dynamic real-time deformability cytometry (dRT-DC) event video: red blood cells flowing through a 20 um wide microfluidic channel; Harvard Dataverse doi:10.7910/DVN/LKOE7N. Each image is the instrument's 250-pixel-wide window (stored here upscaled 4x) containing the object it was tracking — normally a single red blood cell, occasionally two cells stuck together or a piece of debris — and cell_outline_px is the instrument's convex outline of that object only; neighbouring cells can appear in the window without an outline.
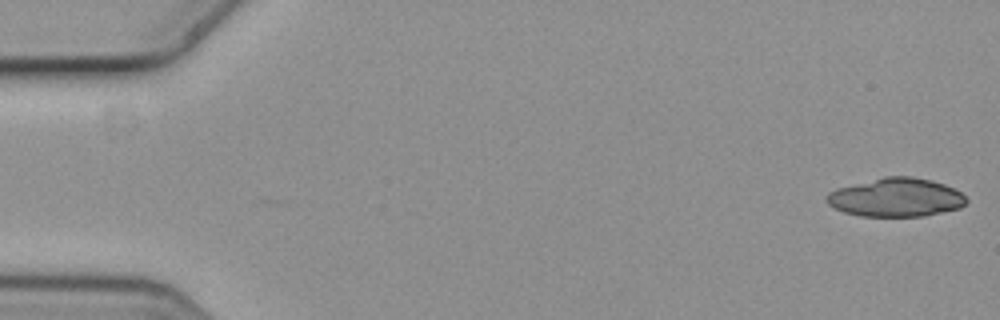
{"species": "common noctule bat (a hibernating species)", "species_latin": "Nyctalus noctula", "temperature_condition": "cold", "stored_images_in_passage": 9, "camera_frame_rate_fps": 3000, "um_per_image_px": 0.085, "animal": {"sex": "female", "body_mass_g": 19.3, "forearm_length_mm": 54.1}, "frame": {"image": 1, "passage_image": 1, "time_ms": 0.0, "image_size_px": [1000, 320], "cell_outline_px": [[968, 200], [960, 208], [924, 216], [860, 216], [844, 212], [828, 204], [828, 192], [836, 188], [884, 176], [912, 176], [944, 184], [960, 192]], "centroid_in_image_um": [76.15, 16.78], "position_along_channel_um": 8.8, "area_um2": 31.21}}
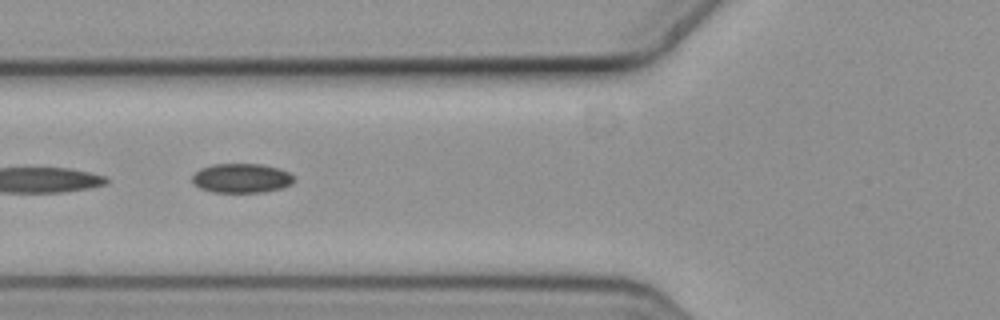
{"frame": {"image": 2, "passage_image": 7, "time_ms": 2.0, "image_size_px": [1000, 320], "cell_outline_px": [[296, 180], [292, 184], [284, 188], [264, 192], [212, 192], [200, 188], [192, 184], [192, 176], [200, 168], [212, 164], [260, 164], [280, 168], [288, 172]], "centroid_in_image_um": [20.54, 15.15], "position_along_channel_um": 105.3, "area_um2": 17.63}}
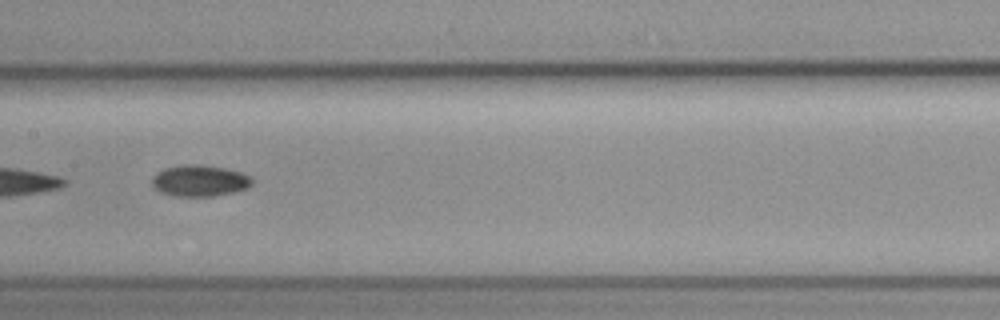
{"frame": {"image": 3, "passage_image": 9, "time_ms": 2.667, "image_size_px": [1000, 320], "cell_outline_px": [[252, 184], [248, 188], [232, 192], [212, 196], [176, 196], [160, 192], [152, 188], [152, 176], [156, 172], [164, 168], [180, 164], [200, 164], [224, 168], [240, 172], [248, 176], [252, 180]], "centroid_in_image_um": [16.91, 15.35], "position_along_channel_um": 190.5, "area_um2": 18.38}}